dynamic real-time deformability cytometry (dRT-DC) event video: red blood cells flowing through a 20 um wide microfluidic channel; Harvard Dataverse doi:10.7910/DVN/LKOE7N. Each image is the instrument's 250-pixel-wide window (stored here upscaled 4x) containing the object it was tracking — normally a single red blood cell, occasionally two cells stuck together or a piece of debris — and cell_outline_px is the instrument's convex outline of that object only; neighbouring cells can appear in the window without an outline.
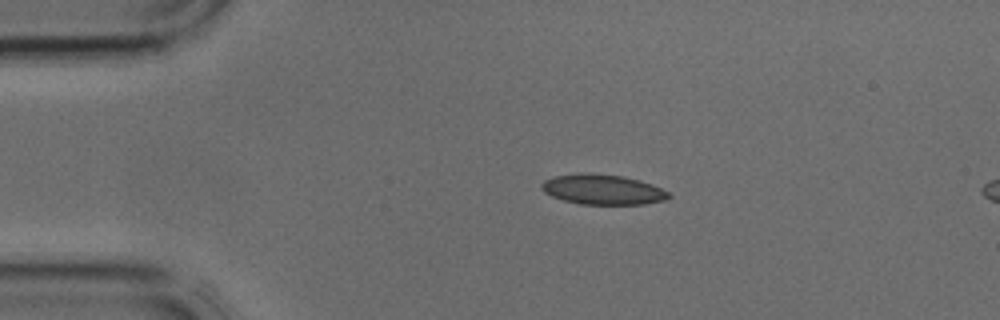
{"species": "common noctule bat (a hibernating species)", "species_latin": "Nyctalus noctula", "temperature_condition": "cold", "stored_images_in_passage": 2, "camera_frame_rate_fps": 3000, "um_per_image_px": 0.085, "animal": {"sex": "male", "body_mass_g": 17.9, "forearm_length_mm": 54.2}, "frame": {"image": 1, "passage_image": 1, "time_ms": 0.0, "image_size_px": [1000, 320], "cell_outline_px": [[672, 196], [664, 200], [644, 204], [580, 204], [564, 200], [552, 196], [544, 192], [540, 188], [540, 184], [544, 180], [552, 176], [584, 172], [624, 176], [640, 180], [652, 184], [668, 192]], "centroid_in_image_um": [51.2, 16.09], "position_along_channel_um": 33.8, "area_um2": 22.43}}